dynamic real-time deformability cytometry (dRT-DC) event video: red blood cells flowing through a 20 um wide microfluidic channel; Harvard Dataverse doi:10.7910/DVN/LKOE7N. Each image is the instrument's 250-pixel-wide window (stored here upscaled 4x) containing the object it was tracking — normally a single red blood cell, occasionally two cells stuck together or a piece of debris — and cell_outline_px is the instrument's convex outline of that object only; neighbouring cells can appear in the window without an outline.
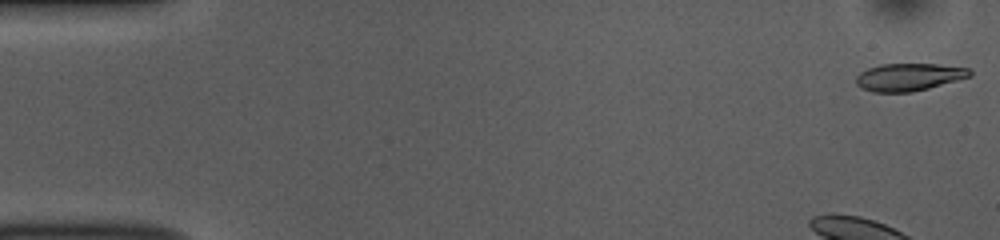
{"species": "common noctule bat (a hibernating species)", "species_latin": "Nyctalus noctula", "temperature_condition": "room temperature", "stored_images_in_passage": 52, "camera_frame_rate_fps": 3000, "um_per_image_px": 0.085, "animal": {"sex": "female", "body_mass_g": 10.0, "forearm_length_mm": 53.1}, "frame": {"image": 1, "passage_image": 1, "time_ms": 0.0, "image_size_px": [1000, 240], "cell_outline_px": [[972, 76], [928, 88], [912, 92], [872, 92], [860, 88], [856, 84], [856, 76], [860, 72], [868, 68], [880, 64], [936, 64], [972, 68]], "centroid_in_image_um": [77.25, 6.54], "position_along_channel_um": 7.7, "area_um2": 18.38}, "authors_computed_cell_mechanics": {"area_um2": 16.9932, "velocity_mm_per_s": 3.7393, "shape_relaxation_time_tau1_ms": 3.395, "shape_relaxation_time_tau2_ms": 3.244, "deformation_change_tau1": 0.1059, "deformation_change_tau2": 0.0652}}